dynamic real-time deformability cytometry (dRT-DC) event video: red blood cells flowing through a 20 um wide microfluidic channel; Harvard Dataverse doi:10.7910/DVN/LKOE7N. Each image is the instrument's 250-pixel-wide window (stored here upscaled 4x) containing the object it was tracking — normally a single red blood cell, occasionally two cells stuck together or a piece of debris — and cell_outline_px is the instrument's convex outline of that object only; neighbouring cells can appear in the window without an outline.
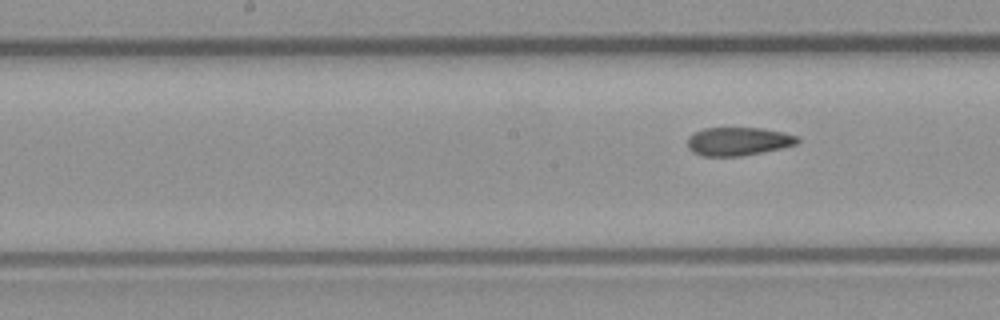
{"species": "common noctule bat (a hibernating species)", "species_latin": "Nyctalus noctula", "temperature_condition": "room temperature", "stored_images_in_passage": 7, "segment_of_instrument_passage": [2, 2], "camera_frame_rate_fps": 3000, "um_per_image_px": 0.085, "animal": {"sex": "male", "body_mass_g": 23.1, "forearm_length_mm": 52.7}, "frame": {"image": 1, "passage_image": 7, "time_ms": 7.667, "image_size_px": [1000, 320], "cell_outline_px": [[800, 140], [796, 144], [780, 148], [740, 156], [704, 156], [692, 152], [688, 148], [688, 136], [704, 128], [764, 128], [784, 132], [796, 136]], "centroid_in_image_um": [62.73, 12.01], "position_along_channel_um": 185.5, "area_um2": 18.03}}